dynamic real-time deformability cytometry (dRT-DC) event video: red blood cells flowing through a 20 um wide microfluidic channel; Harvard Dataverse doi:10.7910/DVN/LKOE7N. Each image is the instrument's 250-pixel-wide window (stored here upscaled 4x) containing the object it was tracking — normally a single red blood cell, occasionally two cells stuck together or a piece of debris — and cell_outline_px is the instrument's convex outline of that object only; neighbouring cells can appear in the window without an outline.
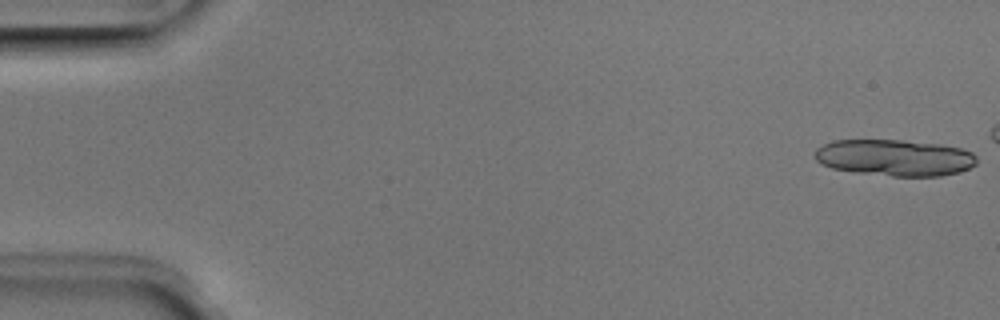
{"species": "Egyptian fruit bat (a non-hibernating species)", "species_latin": "Rousettus aegyptiacus", "temperature_condition": "room temperature", "stored_images_in_passage": 5, "camera_frame_rate_fps": 3000, "um_per_image_px": 0.085, "animal": {"sex": "male"}, "frame": {"image": 1, "passage_image": 1, "time_ms": 0.0, "image_size_px": [1000, 320], "cell_outline_px": [[976, 164], [968, 168], [956, 172], [940, 176], [892, 176], [856, 172], [832, 168], [820, 164], [816, 160], [816, 148], [832, 140], [904, 140], [940, 144], [960, 148], [972, 152], [976, 156]], "centroid_in_image_um": [76.03, 13.39], "position_along_channel_um": 9.0, "area_um2": 34.33}}
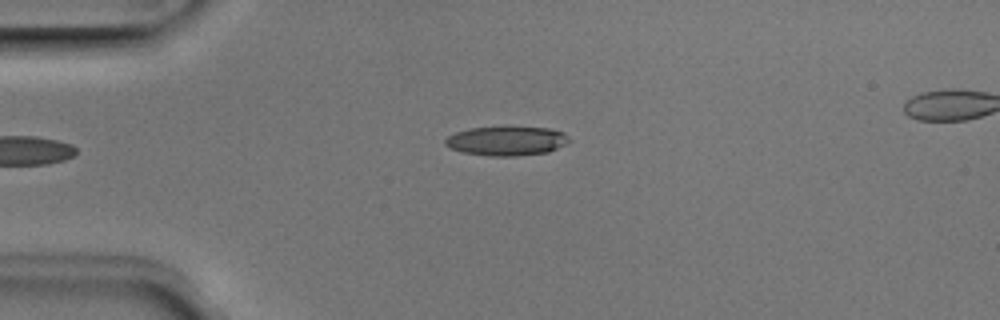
{"frame": {"image": 2, "passage_image": 5, "time_ms": 1.333, "image_size_px": [1000, 320], "cell_outline_px": [[572, 140], [568, 144], [548, 152], [516, 156], [488, 156], [460, 152], [444, 144], [444, 140], [448, 136], [456, 132], [468, 128], [548, 128], [564, 132]], "centroid_in_image_um": [43.08, 12.0], "position_along_channel_um": 41.9, "area_um2": 21.04}}